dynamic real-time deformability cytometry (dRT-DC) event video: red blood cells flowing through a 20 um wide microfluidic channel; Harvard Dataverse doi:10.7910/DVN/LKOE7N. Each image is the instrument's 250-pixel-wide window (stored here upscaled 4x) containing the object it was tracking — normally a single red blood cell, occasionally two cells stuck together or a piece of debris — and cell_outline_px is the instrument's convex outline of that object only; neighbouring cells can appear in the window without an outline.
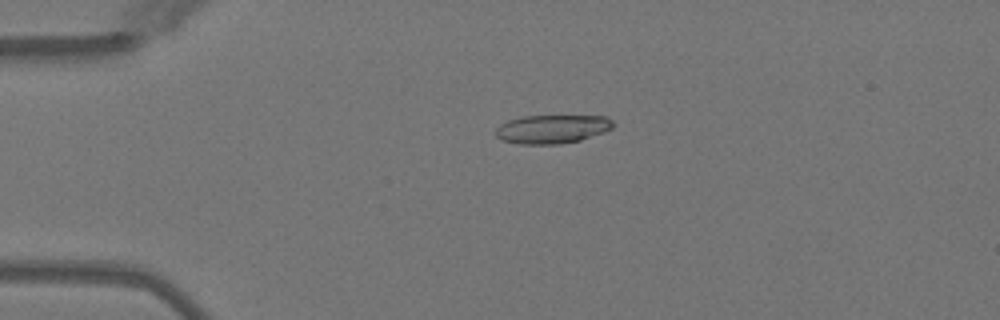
{"species": "Egyptian fruit bat (a non-hibernating species)", "species_latin": "Rousettus aegyptiacus", "temperature_condition": "warm", "stored_images_in_passage": 51, "camera_frame_rate_fps": 3000, "um_per_image_px": 0.085, "animal": {"sex": "female"}, "frame": {"image": 1, "passage_image": 12, "time_ms": 3.667, "image_size_px": [1000, 320], "cell_outline_px": [[616, 124], [612, 128], [604, 132], [580, 140], [560, 144], [520, 144], [504, 140], [496, 136], [496, 128], [500, 124], [508, 120], [524, 116], [608, 116]], "centroid_in_image_um": [46.96, 10.96], "position_along_channel_um": 38.0, "area_um2": 19.59}}
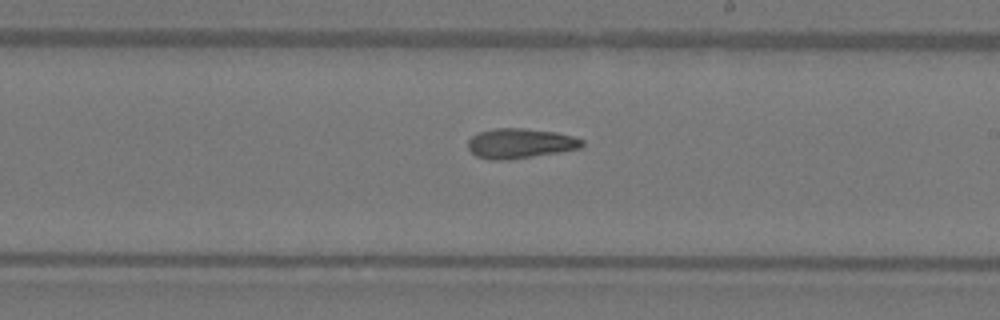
{"frame": {"image": 2, "passage_image": 30, "time_ms": 9.667, "image_size_px": [1000, 320], "cell_outline_px": [[584, 144], [580, 148], [508, 160], [492, 160], [476, 156], [468, 148], [468, 140], [472, 136], [480, 132], [496, 128], [524, 128], [556, 132], [572, 136], [584, 140]], "centroid_in_image_um": [44.2, 12.18], "position_along_channel_um": 244.8, "area_um2": 19.71}}
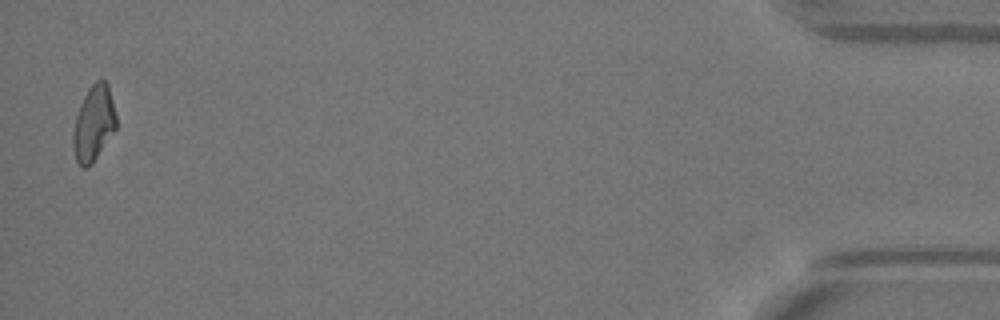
{"frame": {"image": 3, "passage_image": 50, "time_ms": 16.333, "image_size_px": [1000, 320], "cell_outline_px": [[116, 128], [92, 164], [88, 168], [84, 168], [76, 160], [72, 148], [72, 132], [76, 116], [80, 104], [88, 88], [96, 80], [104, 80], [108, 84], [116, 116]], "centroid_in_image_um": [7.94, 10.5], "position_along_channel_um": 427.3, "area_um2": 18.96}, "authors_computed_cell_mechanics": {"area_um2": 19.7098, "velocity_mm_per_s": 4.0505, "shape_relaxation_time_tau1_ms": 7.4187, "shape_relaxation_time_tau2_ms": 5.1431, "deformation_change_tau1": 0.2125, "deformation_change_tau2": 0.1453}}